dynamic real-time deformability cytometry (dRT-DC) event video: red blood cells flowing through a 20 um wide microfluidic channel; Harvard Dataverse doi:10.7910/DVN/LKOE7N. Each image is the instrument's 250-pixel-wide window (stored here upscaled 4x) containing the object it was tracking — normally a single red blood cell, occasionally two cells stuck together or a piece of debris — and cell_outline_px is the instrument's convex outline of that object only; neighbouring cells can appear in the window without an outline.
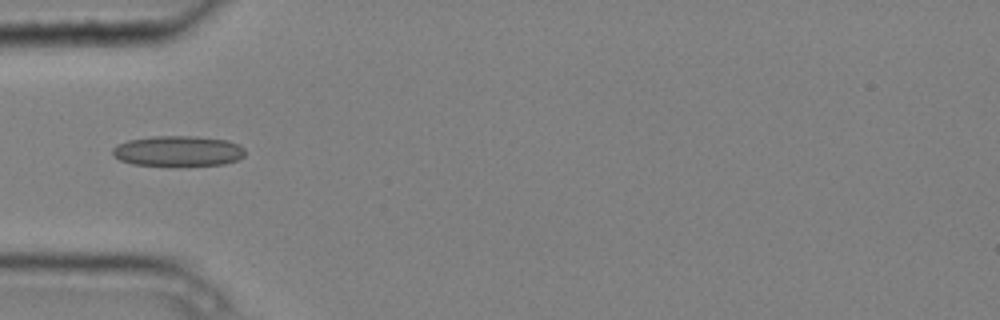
{"species": "common noctule bat (a hibernating species)", "species_latin": "Nyctalus noctula", "temperature_condition": "cold", "stored_images_in_passage": 4, "camera_frame_rate_fps": 3000, "um_per_image_px": 0.085, "animal": {"sex": "male", "body_mass_g": 20.4}, "frame": {"image": 1, "passage_image": 3, "time_ms": 0.667, "image_size_px": [1000, 320], "cell_outline_px": [[244, 156], [236, 160], [224, 164], [132, 164], [120, 160], [112, 156], [112, 148], [116, 144], [128, 140], [152, 136], [196, 136], [228, 140], [240, 144], [244, 148]], "centroid_in_image_um": [15.12, 12.8], "position_along_channel_um": 69.9, "area_um2": 23.24}}
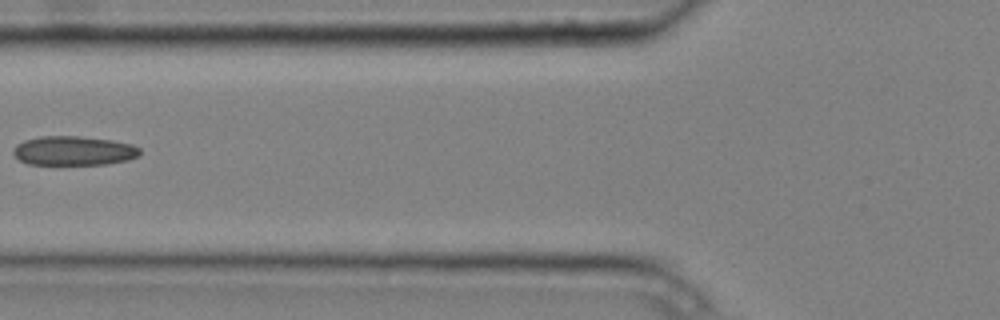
{"frame": {"image": 2, "passage_image": 4, "time_ms": 1.0, "image_size_px": [1000, 320], "cell_outline_px": [[140, 156], [128, 160], [108, 164], [28, 164], [20, 160], [12, 152], [12, 148], [16, 144], [24, 140], [40, 136], [80, 136], [112, 140], [132, 144], [140, 148]], "centroid_in_image_um": [6.27, 12.81], "position_along_channel_um": 119.5, "area_um2": 21.73}}